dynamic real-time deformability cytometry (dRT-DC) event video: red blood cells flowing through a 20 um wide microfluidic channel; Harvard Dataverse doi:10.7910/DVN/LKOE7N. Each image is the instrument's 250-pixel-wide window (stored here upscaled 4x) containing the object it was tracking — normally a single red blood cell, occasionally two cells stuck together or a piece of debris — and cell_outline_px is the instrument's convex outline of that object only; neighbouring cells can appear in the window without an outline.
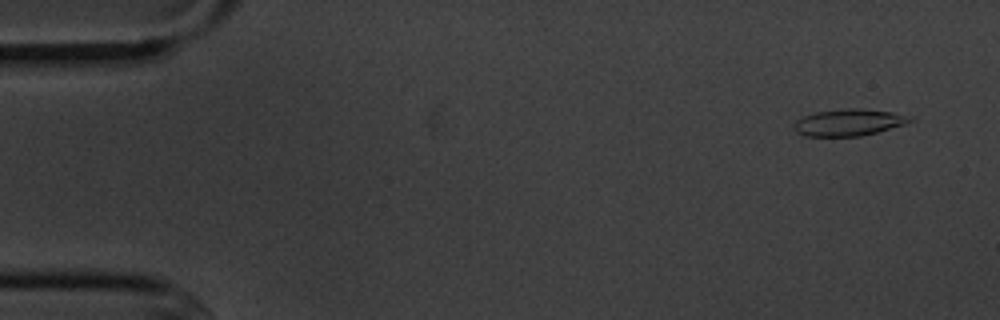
{"species": "common noctule bat (a hibernating species)", "species_latin": "Nyctalus noctula", "temperature_condition": "cold", "stored_images_in_passage": 5, "camera_frame_rate_fps": 3000, "um_per_image_px": 0.085, "animal": {"sex": "male", "body_mass_g": 20.1, "forearm_length_mm": 53.5}, "frame": {"image": 1, "passage_image": 1, "time_ms": 0.0, "image_size_px": [1000, 320], "cell_outline_px": [[916, 120], [904, 124], [876, 132], [860, 136], [804, 136], [796, 132], [792, 128], [792, 124], [796, 120], [804, 116], [816, 112], [848, 108], [860, 108], [892, 112], [912, 116]], "centroid_in_image_um": [72.13, 10.4], "position_along_channel_um": 12.9, "area_um2": 18.15}}